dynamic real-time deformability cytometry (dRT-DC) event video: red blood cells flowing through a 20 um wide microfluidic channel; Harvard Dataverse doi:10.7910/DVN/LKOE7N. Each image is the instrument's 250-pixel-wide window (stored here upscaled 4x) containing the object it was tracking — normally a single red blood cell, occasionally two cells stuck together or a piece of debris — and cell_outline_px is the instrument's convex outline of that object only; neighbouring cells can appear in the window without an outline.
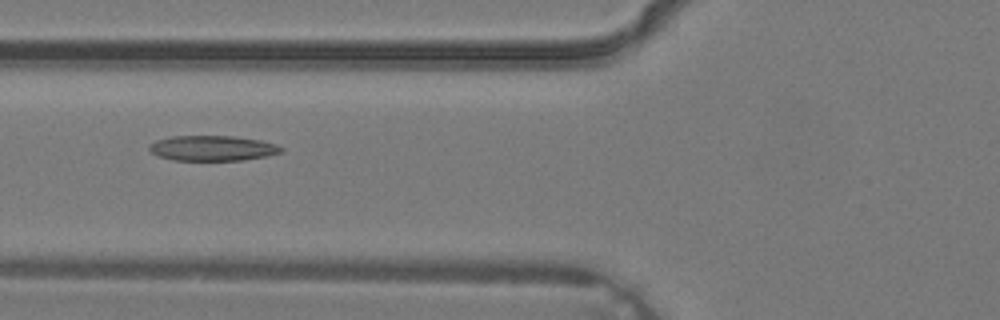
{"species": "common noctule bat (a hibernating species)", "species_latin": "Nyctalus noctula", "temperature_condition": "warm", "stored_images_in_passage": 4, "camera_frame_rate_fps": 3000, "um_per_image_px": 0.085, "animal": {"sex": "male", "body_mass_g": 19.2, "forearm_length_mm": 51.8}, "frame": {"image": 1, "passage_image": 4, "time_ms": 1.0, "image_size_px": [1000, 320], "cell_outline_px": [[284, 152], [268, 156], [244, 160], [172, 160], [156, 156], [148, 148], [156, 140], [172, 136], [232, 136], [260, 140], [276, 144], [284, 148]], "centroid_in_image_um": [18.1, 12.6], "position_along_channel_um": 107.7, "area_um2": 19.48}}